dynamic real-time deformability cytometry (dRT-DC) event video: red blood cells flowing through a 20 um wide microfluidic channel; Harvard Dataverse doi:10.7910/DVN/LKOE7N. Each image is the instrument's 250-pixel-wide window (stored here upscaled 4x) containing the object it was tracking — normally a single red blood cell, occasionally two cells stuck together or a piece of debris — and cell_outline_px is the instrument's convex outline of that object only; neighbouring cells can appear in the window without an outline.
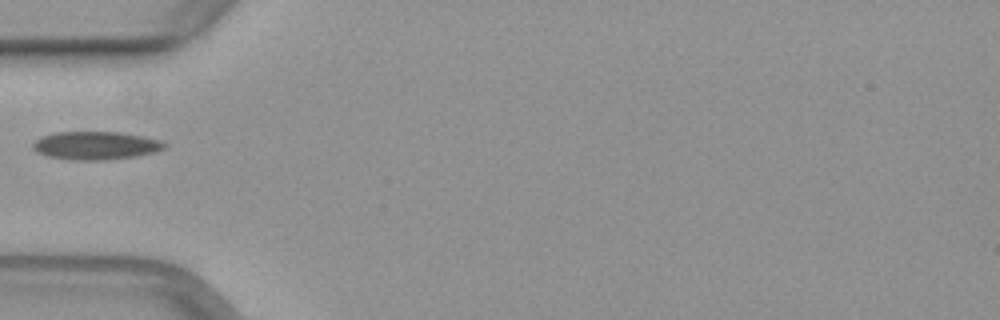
{"species": "common noctule bat (a hibernating species)", "species_latin": "Nyctalus noctula", "temperature_condition": "warm", "stored_images_in_passage": 34, "camera_frame_rate_fps": 3000, "um_per_image_px": 0.085, "animal": {"sex": "female", "body_mass_g": 29.2, "forearm_length_mm": 56.3}, "frame": {"image": 1, "passage_image": 1, "time_ms": 0.0, "image_size_px": [1000, 320], "cell_outline_px": [[168, 144], [164, 148], [156, 152], [136, 156], [104, 160], [68, 160], [48, 156], [36, 152], [32, 148], [32, 144], [36, 140], [44, 136], [56, 132], [120, 132], [144, 136], [160, 140]], "centroid_in_image_um": [8.15, 12.37], "position_along_channel_um": 76.8, "area_um2": 21.68}}
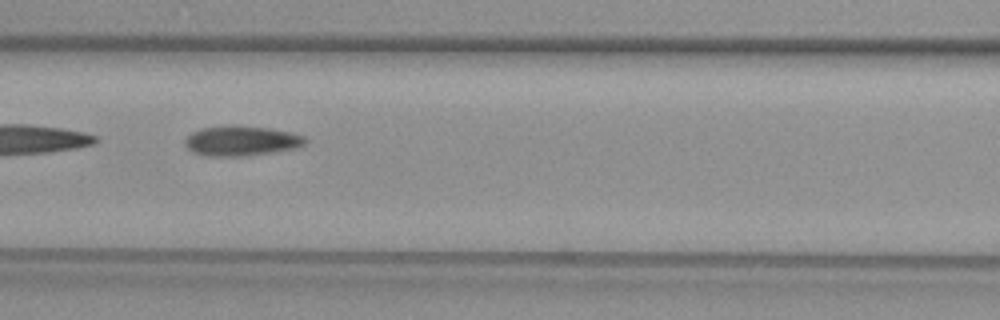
{"frame": {"image": 2, "passage_image": 6, "time_ms": 1.667, "image_size_px": [1000, 320], "cell_outline_px": [[308, 140], [304, 144], [292, 148], [272, 152], [244, 156], [208, 156], [192, 152], [184, 144], [184, 140], [192, 132], [200, 128], [232, 124], [268, 128], [292, 132], [304, 136]], "centroid_in_image_um": [20.48, 11.95], "position_along_channel_um": 146.1, "area_um2": 21.1}}
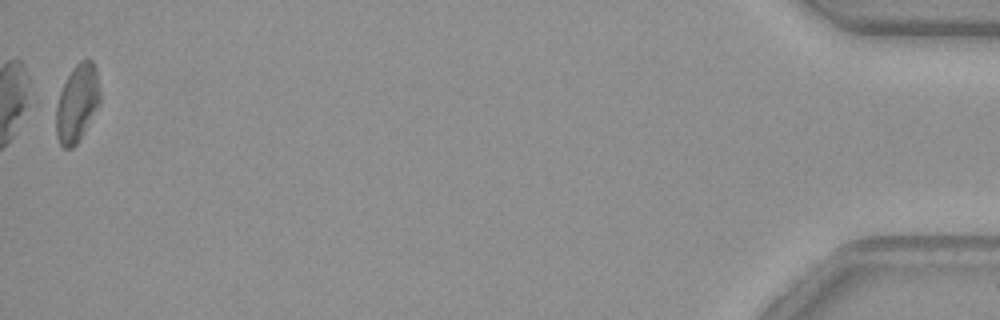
{"frame": {"image": 3, "passage_image": 34, "time_ms": 11.0, "image_size_px": [1000, 320], "cell_outline_px": [[100, 104], [76, 144], [72, 148], [64, 148], [60, 144], [56, 136], [52, 104], [72, 68], [80, 60], [92, 60], [96, 68], [100, 92]], "centroid_in_image_um": [6.48, 8.77], "position_along_channel_um": 428.7, "area_um2": 20.52}}